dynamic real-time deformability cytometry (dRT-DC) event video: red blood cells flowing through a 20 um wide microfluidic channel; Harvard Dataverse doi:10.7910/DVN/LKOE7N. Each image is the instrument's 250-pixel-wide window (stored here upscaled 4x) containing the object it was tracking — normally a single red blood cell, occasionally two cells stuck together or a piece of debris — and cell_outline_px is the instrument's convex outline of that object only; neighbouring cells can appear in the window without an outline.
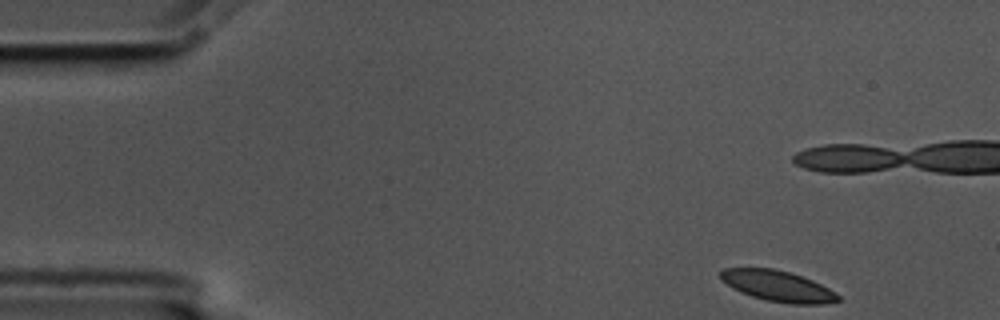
{"species": "common noctule bat (a hibernating species)", "species_latin": "Nyctalus noctula", "temperature_condition": "cold", "stored_images_in_passage": 53, "camera_frame_rate_fps": 3000, "um_per_image_px": 0.085, "animal": {"sex": "male", "body_mass_g": 17.5, "forearm_length_mm": 52.3}, "frame": {"image": 1, "passage_image": 1, "time_ms": 0.0, "image_size_px": [1000, 320], "cell_outline_px": [[840, 300], [824, 304], [792, 304], [768, 300], [752, 296], [732, 288], [720, 280], [720, 272], [724, 268], [772, 268], [788, 272], [812, 280], [836, 292], [840, 296]], "centroid_in_image_um": [66.11, 24.31], "position_along_channel_um": 18.9, "area_um2": 20.92}, "authors_computed_cell_mechanics": {"area_um2": 21.8484, "velocity_mm_per_s": 3.5204, "shape_relaxation_time_tau1_ms": 2.2615, "shape_relaxation_time_tau2_ms": 3.8301, "deformation_change_tau1": 0.0653, "deformation_change_tau2": 0.0532}}